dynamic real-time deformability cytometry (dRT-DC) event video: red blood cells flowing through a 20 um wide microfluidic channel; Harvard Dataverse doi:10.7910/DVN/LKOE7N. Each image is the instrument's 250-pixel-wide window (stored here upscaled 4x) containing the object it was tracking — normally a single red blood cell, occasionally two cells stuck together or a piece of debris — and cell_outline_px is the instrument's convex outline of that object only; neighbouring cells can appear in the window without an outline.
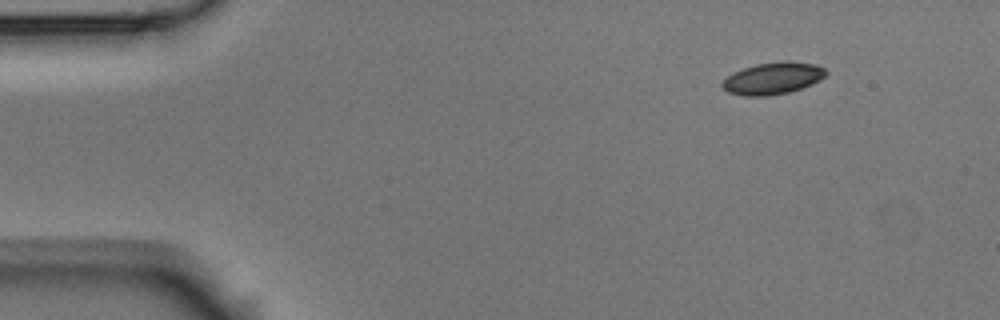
{"species": "Egyptian fruit bat (a non-hibernating species)", "species_latin": "Rousettus aegyptiacus", "temperature_condition": "room temperature", "stored_images_in_passage": 4, "camera_frame_rate_fps": 3000, "um_per_image_px": 0.085, "animal": {"sex": "male"}, "frame": {"image": 1, "passage_image": 1, "time_ms": 0.0, "image_size_px": [1000, 320], "cell_outline_px": [[828, 72], [820, 80], [812, 84], [788, 92], [768, 96], [744, 96], [728, 92], [720, 84], [728, 76], [744, 68], [756, 64], [784, 60], [788, 60], [816, 64], [824, 68]], "centroid_in_image_um": [65.72, 6.65], "position_along_channel_um": 19.3, "area_um2": 19.25}}